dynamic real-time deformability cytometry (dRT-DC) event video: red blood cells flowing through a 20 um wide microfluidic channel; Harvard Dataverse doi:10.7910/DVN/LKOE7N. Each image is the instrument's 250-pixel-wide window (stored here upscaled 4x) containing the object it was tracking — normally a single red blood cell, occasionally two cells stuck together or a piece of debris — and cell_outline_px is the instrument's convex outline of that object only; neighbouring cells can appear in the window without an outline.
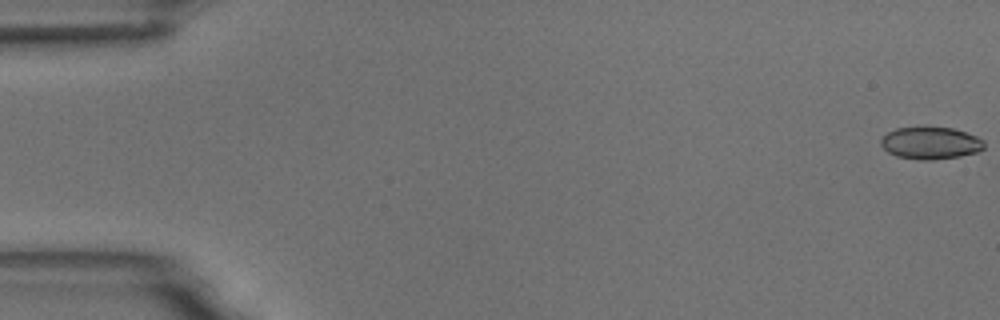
{"species": "common noctule bat (a hibernating species)", "species_latin": "Nyctalus noctula", "temperature_condition": "room temperature", "stored_images_in_passage": 17, "camera_frame_rate_fps": 3000, "um_per_image_px": 0.085, "animal": {"sex": "male", "body_mass_g": 18.8}, "frame": {"image": 1, "passage_image": 1, "time_ms": 0.0, "image_size_px": [1000, 320], "cell_outline_px": [[984, 148], [976, 152], [960, 156], [932, 160], [920, 160], [896, 156], [888, 152], [880, 144], [880, 140], [888, 132], [896, 128], [924, 124], [952, 128], [976, 136], [984, 140]], "centroid_in_image_um": [79.07, 12.12], "position_along_channel_um": 5.9, "area_um2": 19.94}}
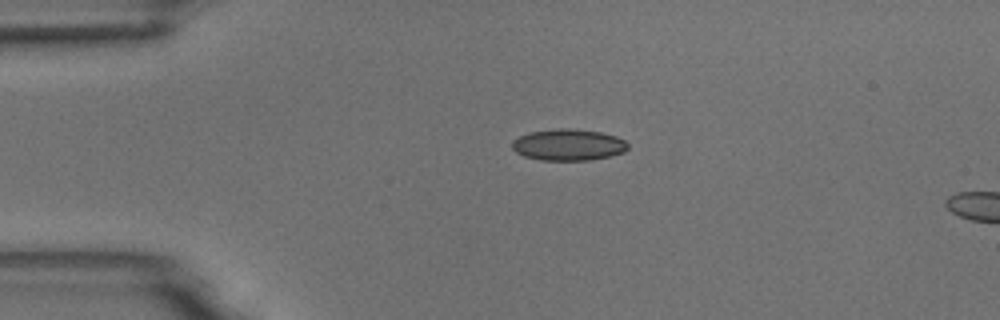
{"frame": {"image": 2, "passage_image": 13, "time_ms": 4.0, "image_size_px": [1000, 320], "cell_outline_px": [[628, 148], [624, 152], [608, 156], [588, 160], [540, 160], [524, 156], [516, 152], [512, 148], [512, 140], [528, 132], [560, 128], [568, 128], [600, 132], [616, 136], [624, 140], [628, 144]], "centroid_in_image_um": [48.29, 12.3], "position_along_channel_um": 36.7, "area_um2": 21.15}}